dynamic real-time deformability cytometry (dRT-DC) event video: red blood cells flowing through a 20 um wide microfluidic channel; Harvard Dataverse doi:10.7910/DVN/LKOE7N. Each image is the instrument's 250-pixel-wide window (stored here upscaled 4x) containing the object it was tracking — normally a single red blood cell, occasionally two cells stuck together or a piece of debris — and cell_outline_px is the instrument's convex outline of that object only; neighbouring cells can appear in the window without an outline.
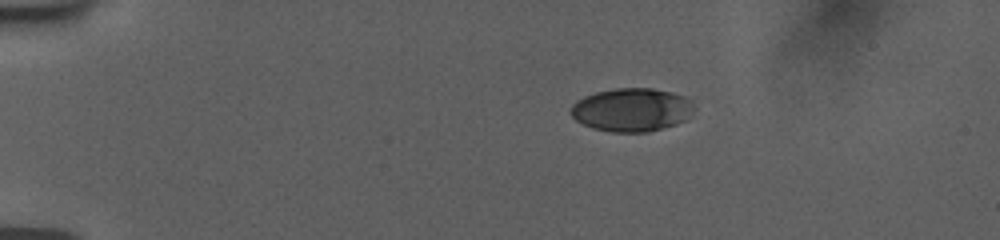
{"species": "human", "species_latin": "Homo sapiens", "temperature_condition": "room temperature", "stored_images_in_passage": 10, "camera_frame_rate_fps": 3000, "um_per_image_px": 0.085, "donor": {"sex": "female"}, "frame": {"image": 1, "passage_image": 1, "time_ms": 0.0, "image_size_px": [1000, 240], "cell_outline_px": [[696, 108], [684, 120], [676, 124], [648, 132], [612, 132], [592, 128], [576, 120], [572, 116], [572, 104], [576, 100], [584, 96], [596, 92], [616, 88], [652, 88], [672, 92], [684, 96]], "centroid_in_image_um": [53.69, 9.33], "position_along_channel_um": 31.3, "area_um2": 31.04}}
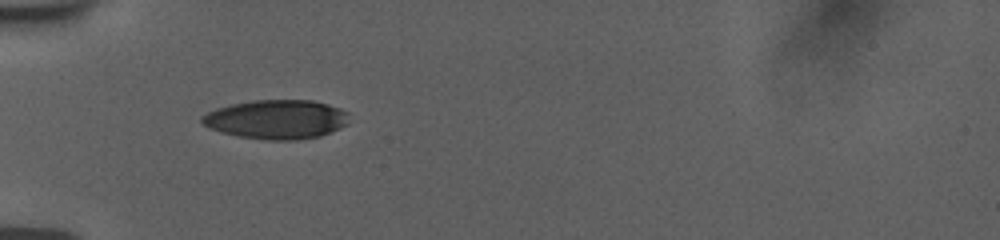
{"frame": {"image": 2, "passage_image": 9, "time_ms": 2.667, "image_size_px": [1000, 240], "cell_outline_px": [[348, 124], [332, 132], [320, 136], [292, 140], [268, 140], [240, 136], [220, 132], [208, 128], [200, 120], [200, 116], [216, 108], [232, 104], [252, 100], [312, 100], [328, 104], [340, 108], [348, 112]], "centroid_in_image_um": [23.51, 10.14], "position_along_channel_um": 61.5, "area_um2": 33.7}}